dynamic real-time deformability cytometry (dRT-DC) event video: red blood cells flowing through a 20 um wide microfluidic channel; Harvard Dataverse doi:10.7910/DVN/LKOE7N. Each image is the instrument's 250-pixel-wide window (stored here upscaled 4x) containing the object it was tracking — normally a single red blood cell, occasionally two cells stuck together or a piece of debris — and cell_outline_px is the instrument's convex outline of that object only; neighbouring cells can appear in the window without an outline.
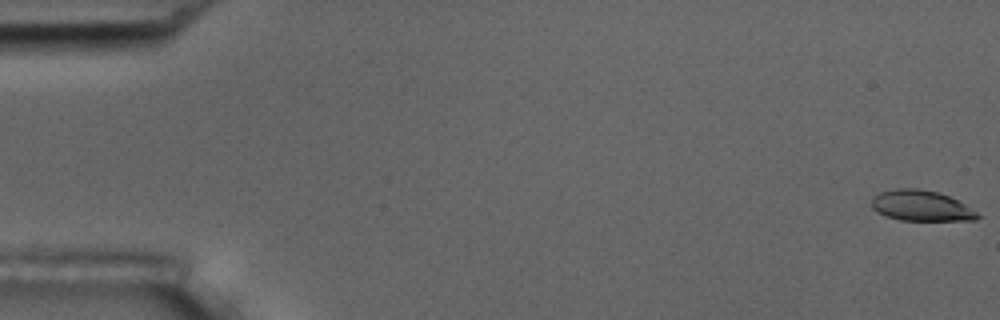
{"species": "common noctule bat (a hibernating species)", "species_latin": "Nyctalus noctula", "temperature_condition": "room temperature", "stored_images_in_passage": 6, "camera_frame_rate_fps": 3000, "um_per_image_px": 0.085, "animal": {"sex": "male", "body_mass_g": 17.5, "forearm_length_mm": 52.3}, "frame": {"image": 1, "passage_image": 1, "time_ms": 0.0, "image_size_px": [1000, 320], "cell_outline_px": [[980, 216], [976, 220], [900, 220], [876, 212], [872, 208], [872, 200], [880, 192], [896, 188], [916, 188], [936, 192], [948, 196], [964, 204], [976, 212]], "centroid_in_image_um": [78.28, 17.49], "position_along_channel_um": 6.7, "area_um2": 18.55}}
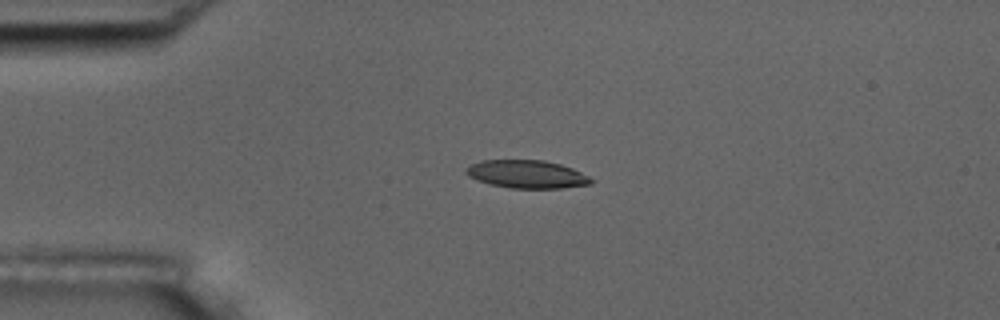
{"frame": {"image": 2, "passage_image": 5, "time_ms": 4.333, "image_size_px": [1000, 320], "cell_outline_px": [[596, 180], [592, 184], [560, 188], [512, 188], [488, 184], [476, 180], [468, 176], [464, 172], [464, 168], [468, 164], [480, 160], [544, 160], [560, 164], [572, 168]], "centroid_in_image_um": [44.73, 14.8], "position_along_channel_um": 40.3, "area_um2": 20.69}}